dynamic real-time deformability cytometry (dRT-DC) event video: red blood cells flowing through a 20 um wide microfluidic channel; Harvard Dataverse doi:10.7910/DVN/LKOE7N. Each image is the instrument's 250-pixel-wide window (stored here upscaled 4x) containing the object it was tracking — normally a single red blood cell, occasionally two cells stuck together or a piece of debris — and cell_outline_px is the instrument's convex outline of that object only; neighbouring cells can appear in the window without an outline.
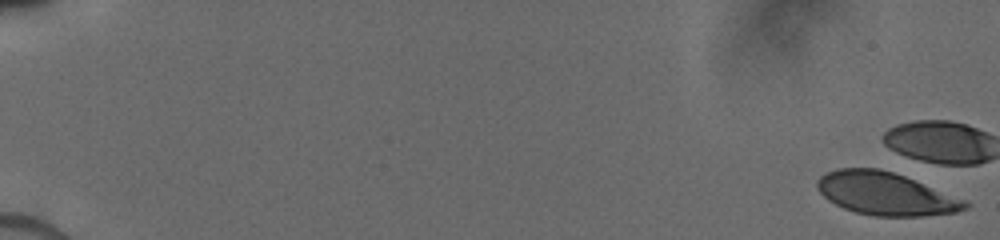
{"species": "human", "species_latin": "Homo sapiens", "temperature_condition": "cold", "stored_images_in_passage": 23, "camera_frame_rate_fps": 3000, "um_per_image_px": 0.085, "donor": {"sex": "male"}, "frame": {"image": 1, "passage_image": 1, "time_ms": 0.0, "image_size_px": [1000, 240], "cell_outline_px": [[968, 208], [956, 212], [924, 216], [872, 216], [856, 212], [844, 208], [828, 200], [820, 192], [816, 184], [816, 180], [820, 176], [828, 172], [840, 168], [880, 168], [904, 176], [968, 200]], "centroid_in_image_um": [75.3, 16.47], "position_along_channel_um": 9.7, "area_um2": 36.88}}
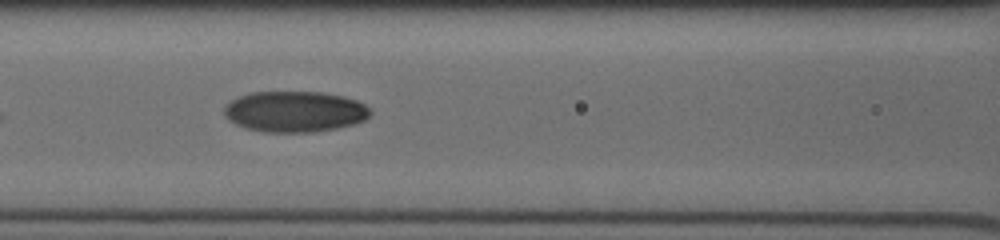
{"frame": {"image": 2, "passage_image": 14, "time_ms": 9.0, "image_size_px": [1000, 240], "cell_outline_px": [[372, 112], [364, 120], [352, 124], [336, 128], [316, 132], [264, 132], [244, 128], [228, 120], [224, 116], [224, 108], [232, 100], [248, 92], [320, 92], [340, 96], [356, 100], [364, 104]], "centroid_in_image_um": [25.02, 9.49], "position_along_channel_um": 141.6, "area_um2": 34.74}}
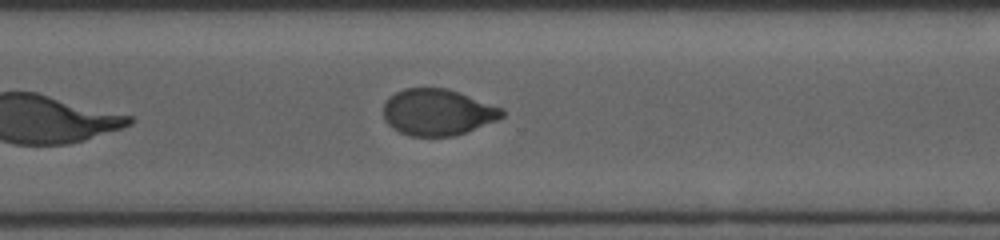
{"frame": {"image": 3, "passage_image": 23, "time_ms": 13.667, "image_size_px": [1000, 240], "cell_outline_px": [[504, 116], [496, 120], [464, 132], [452, 136], [408, 136], [392, 128], [384, 120], [384, 104], [396, 92], [404, 88], [444, 88], [504, 108]], "centroid_in_image_um": [37.17, 9.55], "position_along_channel_um": 333.4, "area_um2": 31.62}}